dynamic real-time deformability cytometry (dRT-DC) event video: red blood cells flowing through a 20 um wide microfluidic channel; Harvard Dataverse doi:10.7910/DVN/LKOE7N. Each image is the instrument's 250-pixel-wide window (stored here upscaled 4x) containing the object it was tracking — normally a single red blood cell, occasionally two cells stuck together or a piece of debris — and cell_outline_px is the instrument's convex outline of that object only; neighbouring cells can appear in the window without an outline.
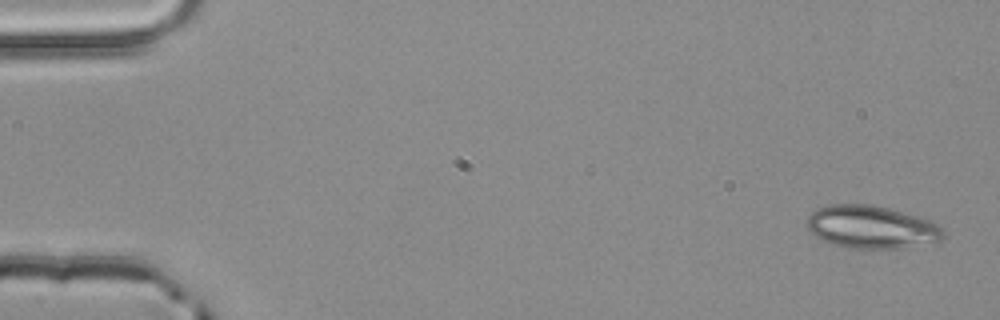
{"species": "common noctule bat (a hibernating species)", "species_latin": "Nyctalus noctula", "temperature_condition": "room temperature", "stored_images_in_passage": 4, "camera_frame_rate_fps": 3000, "um_per_image_px": 0.085, "animal": {"sex": "male", "body_mass_g": 20.4}, "frame": {"image": 1, "passage_image": 1, "time_ms": 0.0, "image_size_px": [1000, 320], "cell_outline_px": [[944, 236], [940, 240], [908, 248], [852, 248], [832, 244], [808, 232], [808, 216], [816, 208], [828, 204], [872, 204], [888, 208], [916, 216], [928, 220], [936, 224], [944, 232]], "centroid_in_image_um": [74.04, 19.29], "position_along_channel_um": 11.0, "area_um2": 33.87}}